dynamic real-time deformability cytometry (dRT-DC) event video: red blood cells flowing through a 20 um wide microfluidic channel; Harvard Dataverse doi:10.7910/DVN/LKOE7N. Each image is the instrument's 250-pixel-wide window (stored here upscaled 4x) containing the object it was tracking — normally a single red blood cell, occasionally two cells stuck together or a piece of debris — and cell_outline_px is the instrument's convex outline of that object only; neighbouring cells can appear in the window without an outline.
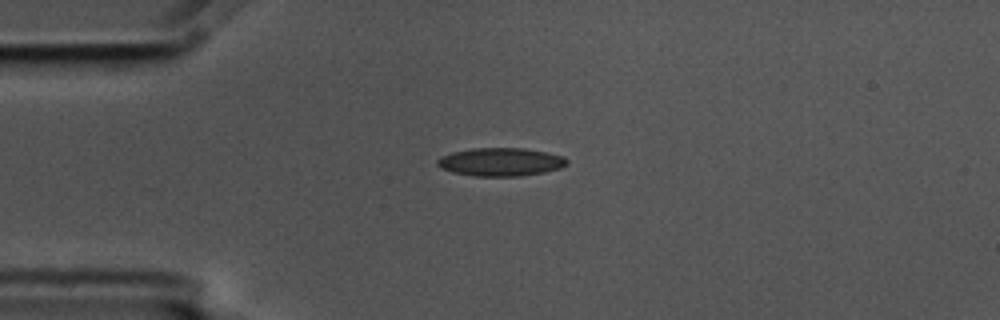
{"species": "common noctule bat (a hibernating species)", "species_latin": "Nyctalus noctula", "temperature_condition": "cold", "stored_images_in_passage": 3, "camera_frame_rate_fps": 3000, "um_per_image_px": 0.085, "animal": {"sex": "male", "body_mass_g": 17.5, "forearm_length_mm": 52.3}, "frame": {"image": 1, "passage_image": 1, "time_ms": 0.0, "image_size_px": [1000, 320], "cell_outline_px": [[568, 164], [560, 168], [544, 172], [520, 176], [476, 176], [452, 172], [440, 168], [436, 164], [436, 160], [440, 156], [452, 152], [472, 148], [524, 148], [548, 152], [564, 156], [568, 160]], "centroid_in_image_um": [42.55, 13.76], "position_along_channel_um": 42.4, "area_um2": 21.5}}